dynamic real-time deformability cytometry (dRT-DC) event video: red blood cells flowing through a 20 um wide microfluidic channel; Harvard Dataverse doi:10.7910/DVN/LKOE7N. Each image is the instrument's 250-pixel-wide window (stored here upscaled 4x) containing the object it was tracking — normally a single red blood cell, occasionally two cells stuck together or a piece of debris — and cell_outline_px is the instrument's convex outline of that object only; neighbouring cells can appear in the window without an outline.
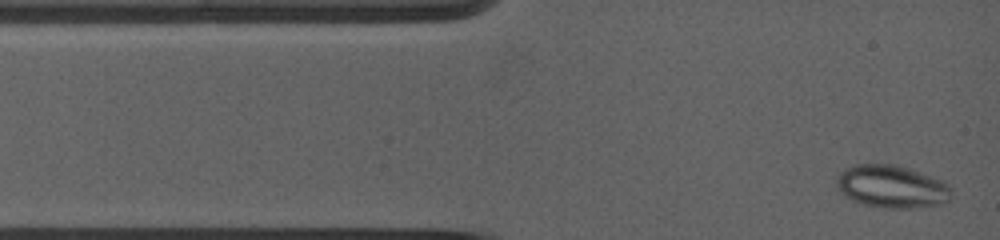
{"species": "common noctule bat (a hibernating species)", "species_latin": "Nyctalus noctula", "temperature_condition": "warm", "stored_images_in_passage": 43, "camera_frame_rate_fps": 5000, "um_per_image_px": 0.085, "animal": {"sex": "female", "body_mass_g": 19.0, "forearm_length_mm": 53.3}, "frame": {"image": 1, "passage_image": 1, "time_ms": 0.0, "image_size_px": [1000, 240], "cell_outline_px": [[948, 200], [940, 204], [912, 208], [884, 208], [864, 204], [852, 200], [840, 192], [836, 184], [836, 180], [848, 168], [860, 164], [888, 164], [904, 168], [940, 180], [948, 188]], "centroid_in_image_um": [75.73, 15.89], "position_along_channel_um": 9.3, "area_um2": 27.4}}
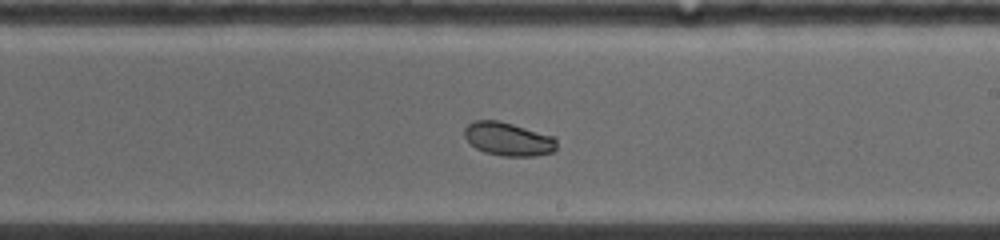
{"frame": {"image": 2, "passage_image": 24, "time_ms": 7.2, "image_size_px": [1000, 240], "cell_outline_px": [[556, 148], [552, 152], [536, 156], [500, 156], [484, 152], [476, 148], [464, 136], [464, 128], [468, 124], [476, 120], [496, 120], [512, 124], [556, 136]], "centroid_in_image_um": [43.22, 11.82], "position_along_channel_um": 245.8, "area_um2": 18.03}}
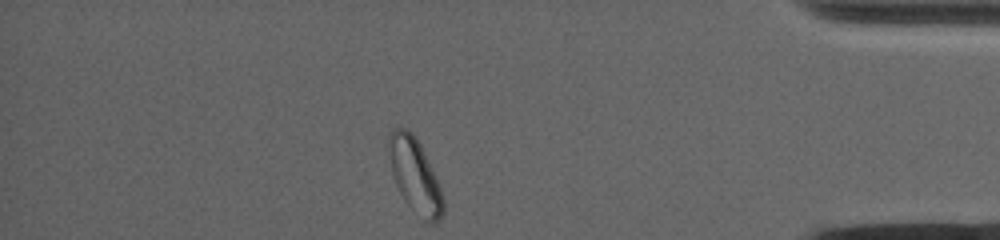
{"frame": {"image": 3, "passage_image": 43, "time_ms": 12.2, "image_size_px": [1000, 240], "cell_outline_px": [[444, 212], [436, 224], [432, 224], [424, 220], [404, 200], [396, 184], [392, 172], [392, 132], [396, 128], [404, 128], [412, 132], [420, 144], [440, 188], [444, 200]], "centroid_in_image_um": [35.34, 15.02], "position_along_channel_um": 399.9, "area_um2": 22.25}, "authors_computed_cell_mechanics": {"area_um2": 20.6346, "velocity_mm_per_s": 3.8764, "shape_relaxation_time_tau1_ms": null, "shape_relaxation_time_tau2_ms": 1.8956, "deformation_change_tau1": null, "deformation_change_tau2": 0.0391}}